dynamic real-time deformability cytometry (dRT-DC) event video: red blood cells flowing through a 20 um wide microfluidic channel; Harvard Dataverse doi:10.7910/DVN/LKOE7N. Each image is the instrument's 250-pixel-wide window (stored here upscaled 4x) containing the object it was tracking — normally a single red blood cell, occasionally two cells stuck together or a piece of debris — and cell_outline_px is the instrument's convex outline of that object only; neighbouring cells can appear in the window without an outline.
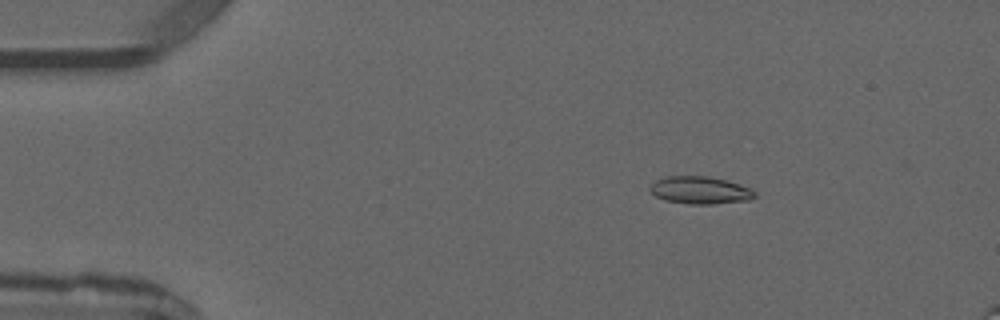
{"species": "common noctule bat (a hibernating species)", "species_latin": "Nyctalus noctula", "temperature_condition": "warm", "stored_images_in_passage": 4, "camera_frame_rate_fps": 3000, "um_per_image_px": 0.085, "animal": {"sex": "male", "forearm_length_mm": 52.5}, "frame": {"image": 1, "passage_image": 2, "time_ms": 1.667, "image_size_px": [1000, 320], "cell_outline_px": [[756, 196], [752, 200], [712, 204], [688, 204], [664, 200], [656, 196], [648, 188], [656, 180], [664, 176], [708, 176], [728, 180], [740, 184], [756, 192]], "centroid_in_image_um": [59.52, 16.17], "position_along_channel_um": 25.5, "area_um2": 16.94}}
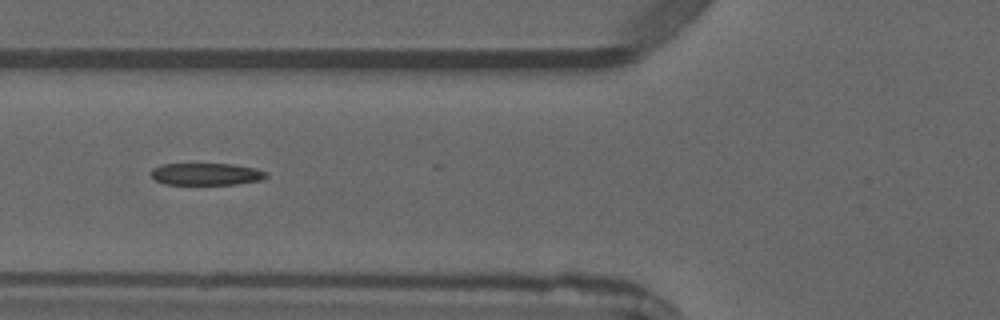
{"frame": {"image": 2, "passage_image": 4, "time_ms": 5.0, "image_size_px": [1000, 320], "cell_outline_px": [[268, 176], [260, 180], [236, 184], [164, 184], [156, 180], [148, 172], [152, 168], [160, 164], [236, 164], [256, 168], [268, 172]], "centroid_in_image_um": [17.53, 14.79], "position_along_channel_um": 108.3, "area_um2": 14.97}}